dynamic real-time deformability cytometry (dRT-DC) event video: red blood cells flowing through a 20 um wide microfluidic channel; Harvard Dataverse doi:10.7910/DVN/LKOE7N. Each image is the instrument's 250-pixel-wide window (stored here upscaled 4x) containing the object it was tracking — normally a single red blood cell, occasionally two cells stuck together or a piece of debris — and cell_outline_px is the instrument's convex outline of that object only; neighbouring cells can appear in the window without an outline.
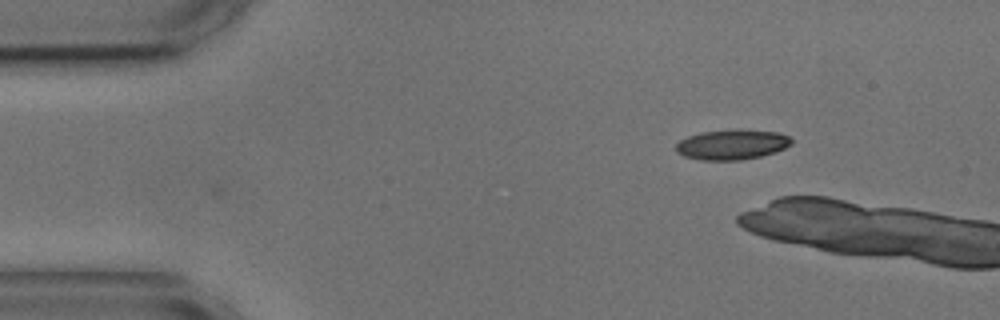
{"species": "common noctule bat (a hibernating species)", "species_latin": "Nyctalus noctula", "temperature_condition": "cold", "stored_images_in_passage": 3, "camera_frame_rate_fps": 3000, "um_per_image_px": 0.085, "animal": {"sex": "male", "body_mass_g": 17.9, "forearm_length_mm": 54.2}, "frame": {"image": 1, "passage_image": 3, "time_ms": 2.333, "image_size_px": [1000, 320], "cell_outline_px": [[792, 144], [776, 152], [760, 156], [740, 160], [700, 160], [684, 156], [676, 152], [676, 144], [680, 140], [688, 136], [700, 132], [736, 128], [780, 132], [788, 136], [792, 140]], "centroid_in_image_um": [62.22, 12.27], "position_along_channel_um": 22.8, "area_um2": 20.58}}